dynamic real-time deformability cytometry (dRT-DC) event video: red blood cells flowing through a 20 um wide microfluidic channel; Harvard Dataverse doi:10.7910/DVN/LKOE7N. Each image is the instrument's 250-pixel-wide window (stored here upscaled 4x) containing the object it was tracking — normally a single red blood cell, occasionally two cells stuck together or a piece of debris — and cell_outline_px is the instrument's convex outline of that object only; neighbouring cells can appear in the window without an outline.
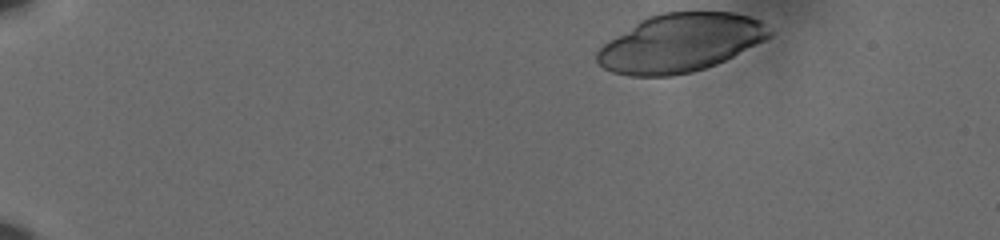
{"species": "human", "species_latin": "Homo sapiens", "temperature_condition": "cold", "stored_images_in_passage": 44, "camera_frame_rate_fps": 3000, "um_per_image_px": 0.085, "donor": {"sex": "male"}, "frame": {"image": 1, "passage_image": 1, "time_ms": 0.0, "image_size_px": [1000, 240], "cell_outline_px": [[772, 36], [716, 64], [692, 72], [672, 76], [628, 76], [612, 72], [596, 64], [596, 52], [604, 44], [640, 20], [648, 16], [664, 12], [732, 12], [748, 16], [760, 20], [772, 32]], "centroid_in_image_um": [57.79, 3.65], "position_along_channel_um": 27.2, "area_um2": 58.2}}